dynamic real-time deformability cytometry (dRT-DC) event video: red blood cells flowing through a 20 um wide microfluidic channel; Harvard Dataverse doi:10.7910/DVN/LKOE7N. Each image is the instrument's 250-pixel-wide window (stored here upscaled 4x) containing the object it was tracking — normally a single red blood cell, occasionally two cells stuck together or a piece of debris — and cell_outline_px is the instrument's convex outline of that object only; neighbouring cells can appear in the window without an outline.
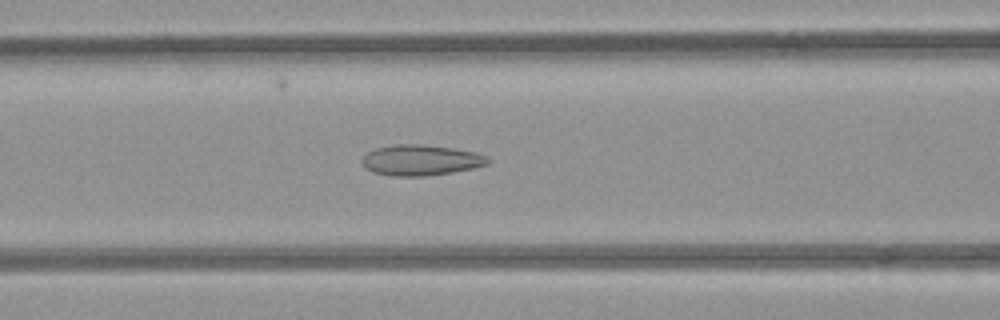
{"species": "common noctule bat (a hibernating species)", "species_latin": "Nyctalus noctula", "temperature_condition": "room temperature", "stored_images_in_passage": 52, "camera_frame_rate_fps": 3000, "um_per_image_px": 0.085, "animal": {"sex": "female", "body_mass_g": 21.9}, "frame": {"image": 1, "passage_image": 21, "time_ms": 6.667, "image_size_px": [1000, 320], "cell_outline_px": [[492, 160], [488, 164], [476, 168], [428, 176], [392, 176], [372, 172], [360, 160], [368, 152], [376, 148], [396, 144], [416, 144], [452, 148], [476, 152], [488, 156]], "centroid_in_image_um": [35.82, 13.62], "position_along_channel_um": 130.8, "area_um2": 22.54}}
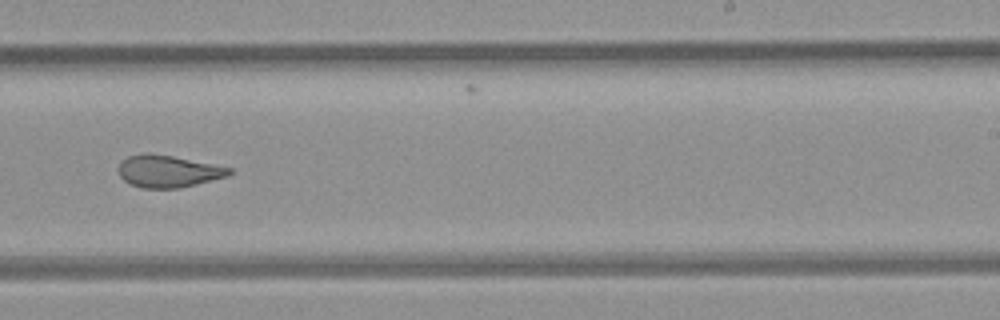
{"frame": {"image": 2, "passage_image": 32, "time_ms": 10.333, "image_size_px": [1000, 320], "cell_outline_px": [[236, 172], [228, 176], [196, 184], [176, 188], [140, 188], [124, 180], [120, 176], [120, 164], [128, 156], [148, 152], [172, 156], [232, 168]], "centroid_in_image_um": [14.33, 14.56], "position_along_channel_um": 274.7, "area_um2": 20.52}}
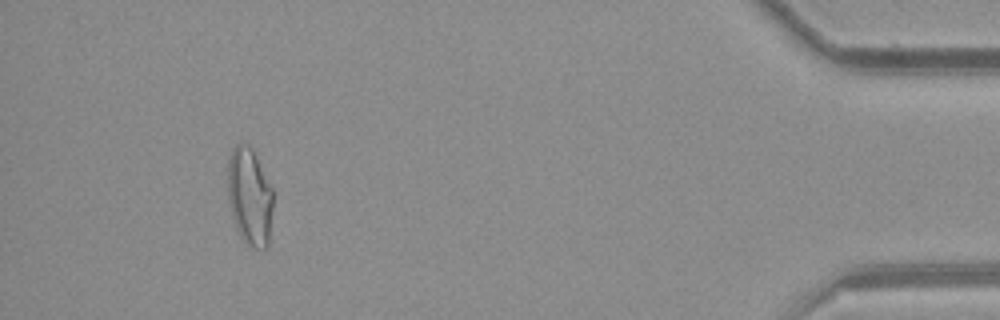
{"frame": {"image": 3, "passage_image": 48, "time_ms": 15.667, "image_size_px": [1000, 320], "cell_outline_px": [[272, 208], [268, 244], [264, 248], [248, 248], [240, 236], [228, 200], [228, 160], [232, 148], [236, 144], [248, 144], [252, 148], [272, 188]], "centroid_in_image_um": [21.21, 16.7], "position_along_channel_um": 414.0, "area_um2": 25.55}, "authors_computed_cell_mechanics": {"area_um2": 23.1489, "velocity_mm_per_s": 3.9281, "shape_relaxation_time_tau1_ms": null, "shape_relaxation_time_tau2_ms": 1.8501, "deformation_change_tau1": null, "deformation_change_tau2": 0.0956}}